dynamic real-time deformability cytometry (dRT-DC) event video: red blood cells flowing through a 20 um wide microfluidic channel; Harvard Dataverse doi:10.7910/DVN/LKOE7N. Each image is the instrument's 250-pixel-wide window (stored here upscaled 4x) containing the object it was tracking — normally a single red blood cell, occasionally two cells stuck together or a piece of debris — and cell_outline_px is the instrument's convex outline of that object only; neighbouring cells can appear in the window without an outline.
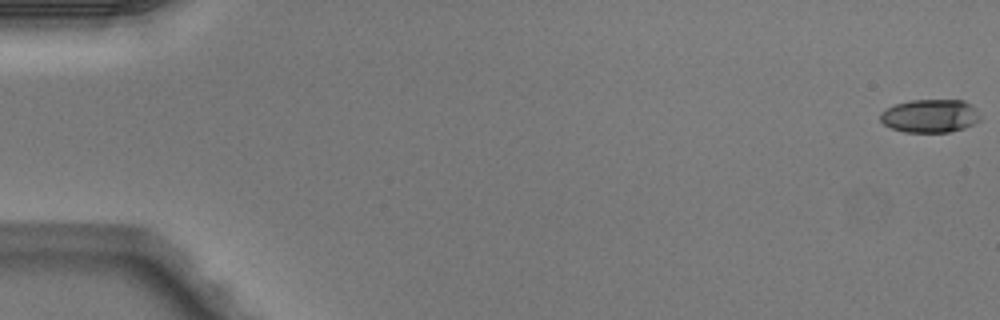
{"species": "Egyptian fruit bat (a non-hibernating species)", "species_latin": "Rousettus aegyptiacus", "temperature_condition": "warm", "stored_images_in_passage": 6, "segment_of_instrument_passage": [1, 2], "camera_frame_rate_fps": 3000, "um_per_image_px": 0.085, "animal": {"sex": "male"}, "frame": {"image": 1, "passage_image": 1, "time_ms": 0.0, "image_size_px": [1000, 320], "cell_outline_px": [[980, 120], [964, 128], [948, 132], [904, 132], [892, 128], [884, 124], [880, 120], [880, 112], [896, 104], [912, 100], [964, 100], [972, 104], [976, 108], [980, 116]], "centroid_in_image_um": [79.07, 9.85], "position_along_channel_um": 5.9, "area_um2": 19.36}}
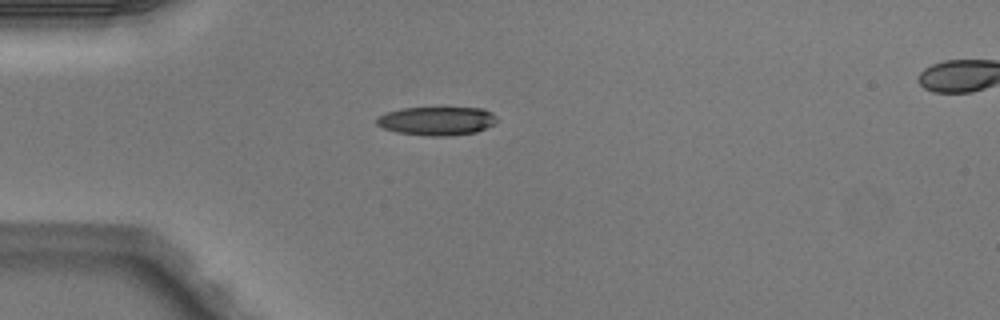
{"frame": {"image": 2, "passage_image": 5, "time_ms": 1.333, "image_size_px": [1000, 320], "cell_outline_px": [[496, 120], [492, 124], [476, 132], [448, 136], [432, 136], [396, 132], [384, 128], [376, 124], [376, 116], [388, 112], [404, 108], [484, 108], [492, 112], [496, 116]], "centroid_in_image_um": [37.11, 10.27], "position_along_channel_um": 47.9, "area_um2": 19.88}}